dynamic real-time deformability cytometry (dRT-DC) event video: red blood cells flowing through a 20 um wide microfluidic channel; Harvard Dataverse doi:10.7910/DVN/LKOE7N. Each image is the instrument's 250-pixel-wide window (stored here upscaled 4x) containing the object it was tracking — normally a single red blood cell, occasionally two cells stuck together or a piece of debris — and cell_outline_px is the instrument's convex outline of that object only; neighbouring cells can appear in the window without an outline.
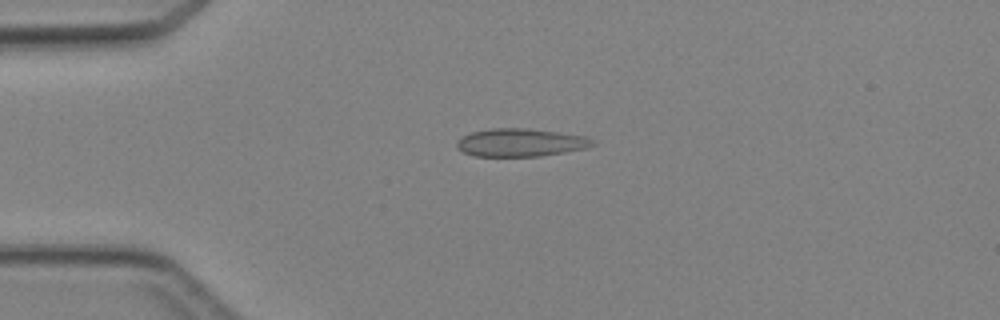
{"species": "Egyptian fruit bat (a non-hibernating species)", "species_latin": "Rousettus aegyptiacus", "temperature_condition": "cold", "stored_images_in_passage": 6, "camera_frame_rate_fps": 3000, "um_per_image_px": 0.085, "animal": {"sex": "female"}, "frame": {"image": 1, "passage_image": 3, "time_ms": 2.333, "image_size_px": [1000, 320], "cell_outline_px": [[596, 144], [584, 148], [564, 152], [540, 156], [472, 156], [456, 148], [456, 140], [472, 132], [492, 128], [528, 128], [588, 136], [596, 140]], "centroid_in_image_um": [44.26, 12.11], "position_along_channel_um": 40.7, "area_um2": 22.25}}
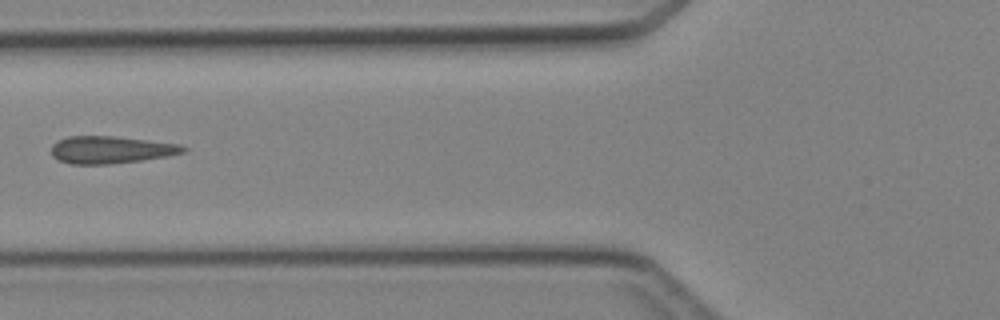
{"frame": {"image": 2, "passage_image": 5, "time_ms": 4.667, "image_size_px": [1000, 320], "cell_outline_px": [[188, 148], [184, 152], [168, 156], [140, 160], [108, 164], [68, 164], [52, 156], [52, 144], [68, 136], [112, 136], [180, 144]], "centroid_in_image_um": [9.42, 12.73], "position_along_channel_um": 116.4, "area_um2": 20.81}}
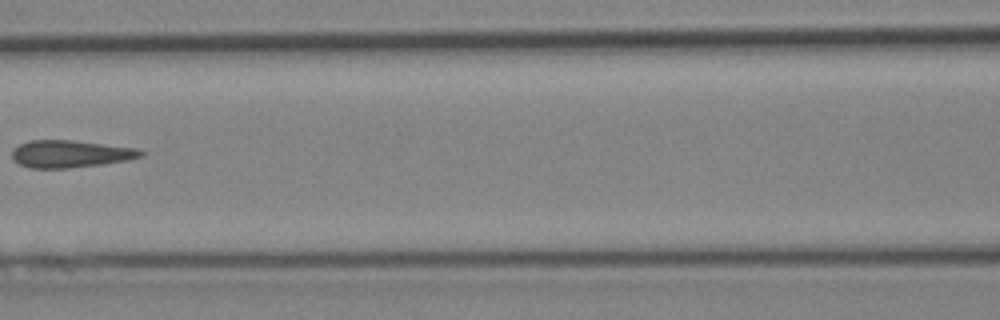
{"frame": {"image": 3, "passage_image": 6, "time_ms": 5.667, "image_size_px": [1000, 320], "cell_outline_px": [[144, 156], [128, 160], [104, 164], [64, 168], [32, 168], [20, 164], [12, 156], [12, 148], [28, 140], [72, 140], [140, 148], [144, 152]], "centroid_in_image_um": [6.03, 13.07], "position_along_channel_um": 160.6, "area_um2": 20.58}}